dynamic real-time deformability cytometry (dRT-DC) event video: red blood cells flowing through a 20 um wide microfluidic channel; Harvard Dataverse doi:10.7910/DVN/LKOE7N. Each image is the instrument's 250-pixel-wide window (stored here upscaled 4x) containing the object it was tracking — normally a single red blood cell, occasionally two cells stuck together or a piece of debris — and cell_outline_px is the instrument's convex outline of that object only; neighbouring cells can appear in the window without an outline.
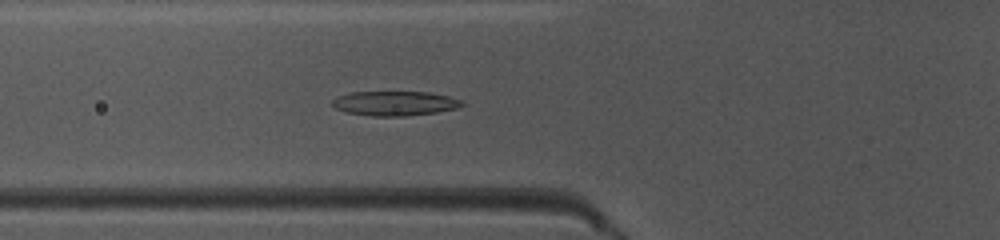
{"species": "common noctule bat (a hibernating species)", "species_latin": "Nyctalus noctula", "temperature_condition": "warm", "stored_images_in_passage": 34, "camera_frame_rate_fps": 3000, "um_per_image_px": 0.085, "animal": {"sex": "female", "body_mass_g": 10.0, "forearm_length_mm": 53.1}, "frame": {"image": 1, "passage_image": 3, "time_ms": 0.667, "image_size_px": [1000, 240], "cell_outline_px": [[464, 104], [460, 108], [436, 112], [404, 116], [372, 116], [348, 112], [336, 108], [332, 104], [332, 100], [336, 96], [352, 92], [428, 92], [448, 96], [460, 100]], "centroid_in_image_um": [33.56, 8.78], "position_along_channel_um": 92.2, "area_um2": 18.44}}
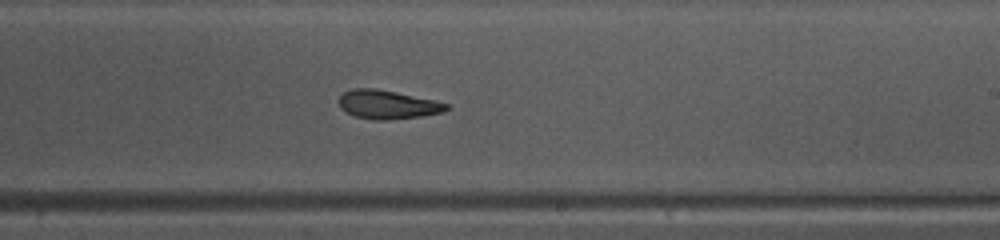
{"frame": {"image": 2, "passage_image": 15, "time_ms": 4.667, "image_size_px": [1000, 240], "cell_outline_px": [[452, 108], [444, 112], [420, 116], [388, 120], [372, 120], [356, 116], [344, 112], [340, 108], [340, 96], [344, 92], [352, 88], [372, 88], [396, 92], [436, 100], [448, 104]], "centroid_in_image_um": [32.97, 8.89], "position_along_channel_um": 256.0, "area_um2": 18.09}}
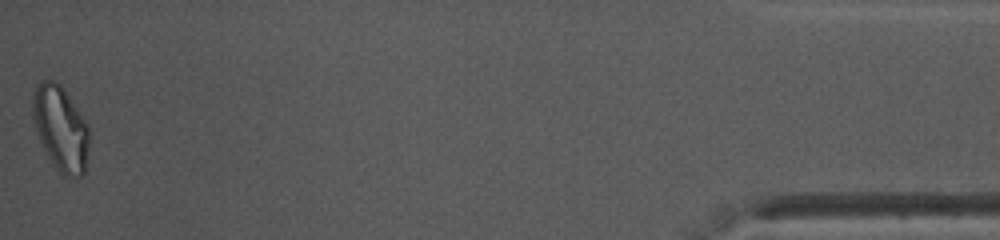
{"frame": {"image": 3, "passage_image": 34, "time_ms": 11.0, "image_size_px": [1000, 240], "cell_outline_px": [[88, 156], [84, 172], [80, 176], [64, 176], [52, 164], [36, 132], [32, 120], [32, 92], [44, 80], [56, 80], [64, 88], [88, 124]], "centroid_in_image_um": [5.14, 10.89], "position_along_channel_um": 430.1, "area_um2": 27.98}, "authors_computed_cell_mechanics": {"area_um2": 18.2648, "velocity_mm_per_s": 4.0777, "shape_relaxation_time_tau1_ms": 8.1675, "shape_relaxation_time_tau2_ms": 10.9582, "deformation_change_tau1": 0.2172, "deformation_change_tau2": 0.1809}}